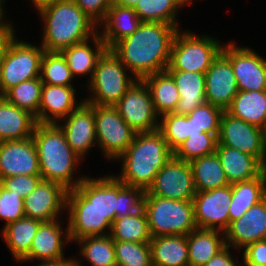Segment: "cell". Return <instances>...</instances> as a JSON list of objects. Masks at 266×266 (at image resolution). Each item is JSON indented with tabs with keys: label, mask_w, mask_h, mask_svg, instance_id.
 Masks as SVG:
<instances>
[{
	"label": "cell",
	"mask_w": 266,
	"mask_h": 266,
	"mask_svg": "<svg viewBox=\"0 0 266 266\" xmlns=\"http://www.w3.org/2000/svg\"><path fill=\"white\" fill-rule=\"evenodd\" d=\"M240 252L242 266H266V239L249 244Z\"/></svg>",
	"instance_id": "48"
},
{
	"label": "cell",
	"mask_w": 266,
	"mask_h": 266,
	"mask_svg": "<svg viewBox=\"0 0 266 266\" xmlns=\"http://www.w3.org/2000/svg\"><path fill=\"white\" fill-rule=\"evenodd\" d=\"M174 80L180 99L172 113L187 115L206 102L205 74L188 71H166Z\"/></svg>",
	"instance_id": "27"
},
{
	"label": "cell",
	"mask_w": 266,
	"mask_h": 266,
	"mask_svg": "<svg viewBox=\"0 0 266 266\" xmlns=\"http://www.w3.org/2000/svg\"><path fill=\"white\" fill-rule=\"evenodd\" d=\"M179 28L159 22H142L137 31L116 42L110 50L138 79L163 72Z\"/></svg>",
	"instance_id": "1"
},
{
	"label": "cell",
	"mask_w": 266,
	"mask_h": 266,
	"mask_svg": "<svg viewBox=\"0 0 266 266\" xmlns=\"http://www.w3.org/2000/svg\"><path fill=\"white\" fill-rule=\"evenodd\" d=\"M197 193L193 173L189 162L175 157L158 171L154 182L144 195L168 198L172 200L193 201Z\"/></svg>",
	"instance_id": "13"
},
{
	"label": "cell",
	"mask_w": 266,
	"mask_h": 266,
	"mask_svg": "<svg viewBox=\"0 0 266 266\" xmlns=\"http://www.w3.org/2000/svg\"><path fill=\"white\" fill-rule=\"evenodd\" d=\"M102 37L97 33L92 38L78 44H74L61 51L74 78L86 76V84L91 80L97 62L107 50Z\"/></svg>",
	"instance_id": "24"
},
{
	"label": "cell",
	"mask_w": 266,
	"mask_h": 266,
	"mask_svg": "<svg viewBox=\"0 0 266 266\" xmlns=\"http://www.w3.org/2000/svg\"><path fill=\"white\" fill-rule=\"evenodd\" d=\"M147 85L156 113L161 116L172 113L180 99L173 78L166 72H159L142 79Z\"/></svg>",
	"instance_id": "35"
},
{
	"label": "cell",
	"mask_w": 266,
	"mask_h": 266,
	"mask_svg": "<svg viewBox=\"0 0 266 266\" xmlns=\"http://www.w3.org/2000/svg\"><path fill=\"white\" fill-rule=\"evenodd\" d=\"M23 217H25L24 199L0 185V220L4 223L1 230Z\"/></svg>",
	"instance_id": "46"
},
{
	"label": "cell",
	"mask_w": 266,
	"mask_h": 266,
	"mask_svg": "<svg viewBox=\"0 0 266 266\" xmlns=\"http://www.w3.org/2000/svg\"><path fill=\"white\" fill-rule=\"evenodd\" d=\"M149 244L153 266H189L187 236H158Z\"/></svg>",
	"instance_id": "32"
},
{
	"label": "cell",
	"mask_w": 266,
	"mask_h": 266,
	"mask_svg": "<svg viewBox=\"0 0 266 266\" xmlns=\"http://www.w3.org/2000/svg\"><path fill=\"white\" fill-rule=\"evenodd\" d=\"M185 7L182 0H141L133 9L142 22L171 24L181 29L178 15Z\"/></svg>",
	"instance_id": "36"
},
{
	"label": "cell",
	"mask_w": 266,
	"mask_h": 266,
	"mask_svg": "<svg viewBox=\"0 0 266 266\" xmlns=\"http://www.w3.org/2000/svg\"><path fill=\"white\" fill-rule=\"evenodd\" d=\"M17 28L14 25L3 36L2 96L19 83L40 77L45 49L38 42L37 45L18 37Z\"/></svg>",
	"instance_id": "5"
},
{
	"label": "cell",
	"mask_w": 266,
	"mask_h": 266,
	"mask_svg": "<svg viewBox=\"0 0 266 266\" xmlns=\"http://www.w3.org/2000/svg\"><path fill=\"white\" fill-rule=\"evenodd\" d=\"M263 129V141H264V154H265V167H266V125Z\"/></svg>",
	"instance_id": "58"
},
{
	"label": "cell",
	"mask_w": 266,
	"mask_h": 266,
	"mask_svg": "<svg viewBox=\"0 0 266 266\" xmlns=\"http://www.w3.org/2000/svg\"><path fill=\"white\" fill-rule=\"evenodd\" d=\"M197 192L230 185L218 155L215 153L195 158L189 162Z\"/></svg>",
	"instance_id": "34"
},
{
	"label": "cell",
	"mask_w": 266,
	"mask_h": 266,
	"mask_svg": "<svg viewBox=\"0 0 266 266\" xmlns=\"http://www.w3.org/2000/svg\"><path fill=\"white\" fill-rule=\"evenodd\" d=\"M203 133V131L198 128L194 122L192 121V119H190L187 115H186V139L188 138V136H195V135H199Z\"/></svg>",
	"instance_id": "52"
},
{
	"label": "cell",
	"mask_w": 266,
	"mask_h": 266,
	"mask_svg": "<svg viewBox=\"0 0 266 266\" xmlns=\"http://www.w3.org/2000/svg\"><path fill=\"white\" fill-rule=\"evenodd\" d=\"M187 6H192L197 0H182ZM195 1V2H194Z\"/></svg>",
	"instance_id": "59"
},
{
	"label": "cell",
	"mask_w": 266,
	"mask_h": 266,
	"mask_svg": "<svg viewBox=\"0 0 266 266\" xmlns=\"http://www.w3.org/2000/svg\"><path fill=\"white\" fill-rule=\"evenodd\" d=\"M189 266H203L226 247L224 232L196 228L187 235Z\"/></svg>",
	"instance_id": "29"
},
{
	"label": "cell",
	"mask_w": 266,
	"mask_h": 266,
	"mask_svg": "<svg viewBox=\"0 0 266 266\" xmlns=\"http://www.w3.org/2000/svg\"><path fill=\"white\" fill-rule=\"evenodd\" d=\"M179 29L173 40L170 60L165 71H188L205 74L222 52L226 42L218 36ZM217 37V38H216Z\"/></svg>",
	"instance_id": "6"
},
{
	"label": "cell",
	"mask_w": 266,
	"mask_h": 266,
	"mask_svg": "<svg viewBox=\"0 0 266 266\" xmlns=\"http://www.w3.org/2000/svg\"><path fill=\"white\" fill-rule=\"evenodd\" d=\"M226 112L263 128L266 125V90L239 91Z\"/></svg>",
	"instance_id": "33"
},
{
	"label": "cell",
	"mask_w": 266,
	"mask_h": 266,
	"mask_svg": "<svg viewBox=\"0 0 266 266\" xmlns=\"http://www.w3.org/2000/svg\"><path fill=\"white\" fill-rule=\"evenodd\" d=\"M17 175H40L33 137L0 142V179Z\"/></svg>",
	"instance_id": "19"
},
{
	"label": "cell",
	"mask_w": 266,
	"mask_h": 266,
	"mask_svg": "<svg viewBox=\"0 0 266 266\" xmlns=\"http://www.w3.org/2000/svg\"><path fill=\"white\" fill-rule=\"evenodd\" d=\"M65 218L71 245L84 237L111 233L112 224L76 188L67 191Z\"/></svg>",
	"instance_id": "10"
},
{
	"label": "cell",
	"mask_w": 266,
	"mask_h": 266,
	"mask_svg": "<svg viewBox=\"0 0 266 266\" xmlns=\"http://www.w3.org/2000/svg\"><path fill=\"white\" fill-rule=\"evenodd\" d=\"M83 260H79L77 259V257L74 255V256H70L68 255V258L66 259V266H84L82 265Z\"/></svg>",
	"instance_id": "55"
},
{
	"label": "cell",
	"mask_w": 266,
	"mask_h": 266,
	"mask_svg": "<svg viewBox=\"0 0 266 266\" xmlns=\"http://www.w3.org/2000/svg\"><path fill=\"white\" fill-rule=\"evenodd\" d=\"M89 105L95 112L98 151L100 150L106 162L113 164L132 143L136 132L123 120L114 106Z\"/></svg>",
	"instance_id": "9"
},
{
	"label": "cell",
	"mask_w": 266,
	"mask_h": 266,
	"mask_svg": "<svg viewBox=\"0 0 266 266\" xmlns=\"http://www.w3.org/2000/svg\"><path fill=\"white\" fill-rule=\"evenodd\" d=\"M34 263L35 262L32 261L31 266H66V259L53 261V262H37L36 264Z\"/></svg>",
	"instance_id": "53"
},
{
	"label": "cell",
	"mask_w": 266,
	"mask_h": 266,
	"mask_svg": "<svg viewBox=\"0 0 266 266\" xmlns=\"http://www.w3.org/2000/svg\"><path fill=\"white\" fill-rule=\"evenodd\" d=\"M141 23L133 8L112 4L105 19L98 25V33L110 49L116 42L137 31Z\"/></svg>",
	"instance_id": "25"
},
{
	"label": "cell",
	"mask_w": 266,
	"mask_h": 266,
	"mask_svg": "<svg viewBox=\"0 0 266 266\" xmlns=\"http://www.w3.org/2000/svg\"><path fill=\"white\" fill-rule=\"evenodd\" d=\"M41 223L39 220L23 217L0 230V238L9 249L13 261L23 260L29 254L32 240Z\"/></svg>",
	"instance_id": "31"
},
{
	"label": "cell",
	"mask_w": 266,
	"mask_h": 266,
	"mask_svg": "<svg viewBox=\"0 0 266 266\" xmlns=\"http://www.w3.org/2000/svg\"><path fill=\"white\" fill-rule=\"evenodd\" d=\"M67 191L59 183L41 180L36 189L24 198L25 217L41 222L65 218Z\"/></svg>",
	"instance_id": "17"
},
{
	"label": "cell",
	"mask_w": 266,
	"mask_h": 266,
	"mask_svg": "<svg viewBox=\"0 0 266 266\" xmlns=\"http://www.w3.org/2000/svg\"><path fill=\"white\" fill-rule=\"evenodd\" d=\"M41 180V175H17L0 179V185L24 199L36 189Z\"/></svg>",
	"instance_id": "47"
},
{
	"label": "cell",
	"mask_w": 266,
	"mask_h": 266,
	"mask_svg": "<svg viewBox=\"0 0 266 266\" xmlns=\"http://www.w3.org/2000/svg\"><path fill=\"white\" fill-rule=\"evenodd\" d=\"M36 124L34 115L0 97V142L30 138Z\"/></svg>",
	"instance_id": "28"
},
{
	"label": "cell",
	"mask_w": 266,
	"mask_h": 266,
	"mask_svg": "<svg viewBox=\"0 0 266 266\" xmlns=\"http://www.w3.org/2000/svg\"><path fill=\"white\" fill-rule=\"evenodd\" d=\"M64 218L51 222H42L34 236L29 254L15 263L26 264L30 262H53L67 259L66 246L71 244L68 226H64ZM63 220V221H62Z\"/></svg>",
	"instance_id": "15"
},
{
	"label": "cell",
	"mask_w": 266,
	"mask_h": 266,
	"mask_svg": "<svg viewBox=\"0 0 266 266\" xmlns=\"http://www.w3.org/2000/svg\"><path fill=\"white\" fill-rule=\"evenodd\" d=\"M173 152L186 140V115L166 113L160 116L159 129Z\"/></svg>",
	"instance_id": "43"
},
{
	"label": "cell",
	"mask_w": 266,
	"mask_h": 266,
	"mask_svg": "<svg viewBox=\"0 0 266 266\" xmlns=\"http://www.w3.org/2000/svg\"><path fill=\"white\" fill-rule=\"evenodd\" d=\"M230 222L242 217L252 206L266 198V169L251 180L231 184Z\"/></svg>",
	"instance_id": "30"
},
{
	"label": "cell",
	"mask_w": 266,
	"mask_h": 266,
	"mask_svg": "<svg viewBox=\"0 0 266 266\" xmlns=\"http://www.w3.org/2000/svg\"><path fill=\"white\" fill-rule=\"evenodd\" d=\"M77 259L84 260L90 266H106L116 262L114 241L110 234L102 236H88L77 240Z\"/></svg>",
	"instance_id": "37"
},
{
	"label": "cell",
	"mask_w": 266,
	"mask_h": 266,
	"mask_svg": "<svg viewBox=\"0 0 266 266\" xmlns=\"http://www.w3.org/2000/svg\"><path fill=\"white\" fill-rule=\"evenodd\" d=\"M8 1V0H7ZM6 0H0V31H9L14 25L15 22L10 20L6 14V7L4 6ZM9 21V22H8Z\"/></svg>",
	"instance_id": "51"
},
{
	"label": "cell",
	"mask_w": 266,
	"mask_h": 266,
	"mask_svg": "<svg viewBox=\"0 0 266 266\" xmlns=\"http://www.w3.org/2000/svg\"><path fill=\"white\" fill-rule=\"evenodd\" d=\"M32 7L34 9H36L37 7L41 6L44 3L50 2V1H54V0H29Z\"/></svg>",
	"instance_id": "57"
},
{
	"label": "cell",
	"mask_w": 266,
	"mask_h": 266,
	"mask_svg": "<svg viewBox=\"0 0 266 266\" xmlns=\"http://www.w3.org/2000/svg\"><path fill=\"white\" fill-rule=\"evenodd\" d=\"M231 200V184L222 188L197 192L193 198L196 227L225 232L230 225Z\"/></svg>",
	"instance_id": "14"
},
{
	"label": "cell",
	"mask_w": 266,
	"mask_h": 266,
	"mask_svg": "<svg viewBox=\"0 0 266 266\" xmlns=\"http://www.w3.org/2000/svg\"><path fill=\"white\" fill-rule=\"evenodd\" d=\"M32 137L42 180L59 183L71 190L86 178V174L81 175L82 171H78L84 161L71 149L58 124L37 123Z\"/></svg>",
	"instance_id": "3"
},
{
	"label": "cell",
	"mask_w": 266,
	"mask_h": 266,
	"mask_svg": "<svg viewBox=\"0 0 266 266\" xmlns=\"http://www.w3.org/2000/svg\"><path fill=\"white\" fill-rule=\"evenodd\" d=\"M143 209L152 238L185 235L196 229L193 201L144 195Z\"/></svg>",
	"instance_id": "8"
},
{
	"label": "cell",
	"mask_w": 266,
	"mask_h": 266,
	"mask_svg": "<svg viewBox=\"0 0 266 266\" xmlns=\"http://www.w3.org/2000/svg\"><path fill=\"white\" fill-rule=\"evenodd\" d=\"M57 124L64 132L67 143L71 149L83 161L87 159L86 156L89 155L92 149H98L96 142L95 112L85 101Z\"/></svg>",
	"instance_id": "18"
},
{
	"label": "cell",
	"mask_w": 266,
	"mask_h": 266,
	"mask_svg": "<svg viewBox=\"0 0 266 266\" xmlns=\"http://www.w3.org/2000/svg\"><path fill=\"white\" fill-rule=\"evenodd\" d=\"M226 246L242 250L249 244L266 239V198L252 206L224 232Z\"/></svg>",
	"instance_id": "22"
},
{
	"label": "cell",
	"mask_w": 266,
	"mask_h": 266,
	"mask_svg": "<svg viewBox=\"0 0 266 266\" xmlns=\"http://www.w3.org/2000/svg\"><path fill=\"white\" fill-rule=\"evenodd\" d=\"M173 156L159 130L136 133L126 151L115 161L120 162L119 174L114 176L130 187L147 191L158 171Z\"/></svg>",
	"instance_id": "4"
},
{
	"label": "cell",
	"mask_w": 266,
	"mask_h": 266,
	"mask_svg": "<svg viewBox=\"0 0 266 266\" xmlns=\"http://www.w3.org/2000/svg\"><path fill=\"white\" fill-rule=\"evenodd\" d=\"M238 92L231 62L221 52L205 73L206 102L226 111Z\"/></svg>",
	"instance_id": "20"
},
{
	"label": "cell",
	"mask_w": 266,
	"mask_h": 266,
	"mask_svg": "<svg viewBox=\"0 0 266 266\" xmlns=\"http://www.w3.org/2000/svg\"><path fill=\"white\" fill-rule=\"evenodd\" d=\"M114 107L136 133L159 129L160 116L155 111L150 91L143 80H136Z\"/></svg>",
	"instance_id": "12"
},
{
	"label": "cell",
	"mask_w": 266,
	"mask_h": 266,
	"mask_svg": "<svg viewBox=\"0 0 266 266\" xmlns=\"http://www.w3.org/2000/svg\"><path fill=\"white\" fill-rule=\"evenodd\" d=\"M218 145L228 146L256 157L265 166L263 129L223 112Z\"/></svg>",
	"instance_id": "16"
},
{
	"label": "cell",
	"mask_w": 266,
	"mask_h": 266,
	"mask_svg": "<svg viewBox=\"0 0 266 266\" xmlns=\"http://www.w3.org/2000/svg\"><path fill=\"white\" fill-rule=\"evenodd\" d=\"M76 5L97 25L106 17L113 0H74Z\"/></svg>",
	"instance_id": "49"
},
{
	"label": "cell",
	"mask_w": 266,
	"mask_h": 266,
	"mask_svg": "<svg viewBox=\"0 0 266 266\" xmlns=\"http://www.w3.org/2000/svg\"><path fill=\"white\" fill-rule=\"evenodd\" d=\"M116 262L121 266H153L149 243L114 241Z\"/></svg>",
	"instance_id": "42"
},
{
	"label": "cell",
	"mask_w": 266,
	"mask_h": 266,
	"mask_svg": "<svg viewBox=\"0 0 266 266\" xmlns=\"http://www.w3.org/2000/svg\"><path fill=\"white\" fill-rule=\"evenodd\" d=\"M218 137L214 134L203 132L199 135L188 136L174 151L173 157L190 162L191 160L215 153Z\"/></svg>",
	"instance_id": "41"
},
{
	"label": "cell",
	"mask_w": 266,
	"mask_h": 266,
	"mask_svg": "<svg viewBox=\"0 0 266 266\" xmlns=\"http://www.w3.org/2000/svg\"><path fill=\"white\" fill-rule=\"evenodd\" d=\"M216 154L229 184L258 177L266 167L254 156L224 145H217Z\"/></svg>",
	"instance_id": "26"
},
{
	"label": "cell",
	"mask_w": 266,
	"mask_h": 266,
	"mask_svg": "<svg viewBox=\"0 0 266 266\" xmlns=\"http://www.w3.org/2000/svg\"><path fill=\"white\" fill-rule=\"evenodd\" d=\"M43 82L40 77L24 81L10 88L3 97L18 108L27 110L36 116L41 101Z\"/></svg>",
	"instance_id": "40"
},
{
	"label": "cell",
	"mask_w": 266,
	"mask_h": 266,
	"mask_svg": "<svg viewBox=\"0 0 266 266\" xmlns=\"http://www.w3.org/2000/svg\"><path fill=\"white\" fill-rule=\"evenodd\" d=\"M141 0H113V4L134 8Z\"/></svg>",
	"instance_id": "54"
},
{
	"label": "cell",
	"mask_w": 266,
	"mask_h": 266,
	"mask_svg": "<svg viewBox=\"0 0 266 266\" xmlns=\"http://www.w3.org/2000/svg\"><path fill=\"white\" fill-rule=\"evenodd\" d=\"M106 266H121V265L119 263H117V262H113V263H110V264H108Z\"/></svg>",
	"instance_id": "60"
},
{
	"label": "cell",
	"mask_w": 266,
	"mask_h": 266,
	"mask_svg": "<svg viewBox=\"0 0 266 266\" xmlns=\"http://www.w3.org/2000/svg\"><path fill=\"white\" fill-rule=\"evenodd\" d=\"M223 110L205 102L187 114L194 124L203 132L214 134L217 137L220 132V121Z\"/></svg>",
	"instance_id": "44"
},
{
	"label": "cell",
	"mask_w": 266,
	"mask_h": 266,
	"mask_svg": "<svg viewBox=\"0 0 266 266\" xmlns=\"http://www.w3.org/2000/svg\"><path fill=\"white\" fill-rule=\"evenodd\" d=\"M138 80L120 59L107 49L99 58L91 80L84 84V101L88 104L114 106Z\"/></svg>",
	"instance_id": "7"
},
{
	"label": "cell",
	"mask_w": 266,
	"mask_h": 266,
	"mask_svg": "<svg viewBox=\"0 0 266 266\" xmlns=\"http://www.w3.org/2000/svg\"><path fill=\"white\" fill-rule=\"evenodd\" d=\"M40 79L43 84L74 86L75 79L61 52L45 51L41 61Z\"/></svg>",
	"instance_id": "39"
},
{
	"label": "cell",
	"mask_w": 266,
	"mask_h": 266,
	"mask_svg": "<svg viewBox=\"0 0 266 266\" xmlns=\"http://www.w3.org/2000/svg\"><path fill=\"white\" fill-rule=\"evenodd\" d=\"M222 53L230 60L239 91L266 90V58L255 49L227 41Z\"/></svg>",
	"instance_id": "11"
},
{
	"label": "cell",
	"mask_w": 266,
	"mask_h": 266,
	"mask_svg": "<svg viewBox=\"0 0 266 266\" xmlns=\"http://www.w3.org/2000/svg\"><path fill=\"white\" fill-rule=\"evenodd\" d=\"M110 236L113 241L149 243L152 237L144 209L127 217L116 218Z\"/></svg>",
	"instance_id": "38"
},
{
	"label": "cell",
	"mask_w": 266,
	"mask_h": 266,
	"mask_svg": "<svg viewBox=\"0 0 266 266\" xmlns=\"http://www.w3.org/2000/svg\"><path fill=\"white\" fill-rule=\"evenodd\" d=\"M34 10L42 23L39 42L45 51L61 52L98 33V25L74 0L50 1Z\"/></svg>",
	"instance_id": "2"
},
{
	"label": "cell",
	"mask_w": 266,
	"mask_h": 266,
	"mask_svg": "<svg viewBox=\"0 0 266 266\" xmlns=\"http://www.w3.org/2000/svg\"><path fill=\"white\" fill-rule=\"evenodd\" d=\"M5 32H6V31H0V41H1V39L3 38Z\"/></svg>",
	"instance_id": "61"
},
{
	"label": "cell",
	"mask_w": 266,
	"mask_h": 266,
	"mask_svg": "<svg viewBox=\"0 0 266 266\" xmlns=\"http://www.w3.org/2000/svg\"><path fill=\"white\" fill-rule=\"evenodd\" d=\"M145 191L130 187L118 180V210L117 218L127 217L143 208Z\"/></svg>",
	"instance_id": "45"
},
{
	"label": "cell",
	"mask_w": 266,
	"mask_h": 266,
	"mask_svg": "<svg viewBox=\"0 0 266 266\" xmlns=\"http://www.w3.org/2000/svg\"><path fill=\"white\" fill-rule=\"evenodd\" d=\"M76 189L113 224L118 210V179L113 173L99 177L88 174Z\"/></svg>",
	"instance_id": "23"
},
{
	"label": "cell",
	"mask_w": 266,
	"mask_h": 266,
	"mask_svg": "<svg viewBox=\"0 0 266 266\" xmlns=\"http://www.w3.org/2000/svg\"><path fill=\"white\" fill-rule=\"evenodd\" d=\"M78 93L74 86L43 84L36 122L57 124L66 118L84 102Z\"/></svg>",
	"instance_id": "21"
},
{
	"label": "cell",
	"mask_w": 266,
	"mask_h": 266,
	"mask_svg": "<svg viewBox=\"0 0 266 266\" xmlns=\"http://www.w3.org/2000/svg\"><path fill=\"white\" fill-rule=\"evenodd\" d=\"M2 62H3V38L0 41V97H2L1 93Z\"/></svg>",
	"instance_id": "56"
},
{
	"label": "cell",
	"mask_w": 266,
	"mask_h": 266,
	"mask_svg": "<svg viewBox=\"0 0 266 266\" xmlns=\"http://www.w3.org/2000/svg\"><path fill=\"white\" fill-rule=\"evenodd\" d=\"M231 251L234 254L235 252L238 254L240 253V251H237L232 247L226 246L222 251H220L217 255L213 256L203 266H242V261L238 260L240 258L239 255L237 257V254L234 255Z\"/></svg>",
	"instance_id": "50"
}]
</instances>
